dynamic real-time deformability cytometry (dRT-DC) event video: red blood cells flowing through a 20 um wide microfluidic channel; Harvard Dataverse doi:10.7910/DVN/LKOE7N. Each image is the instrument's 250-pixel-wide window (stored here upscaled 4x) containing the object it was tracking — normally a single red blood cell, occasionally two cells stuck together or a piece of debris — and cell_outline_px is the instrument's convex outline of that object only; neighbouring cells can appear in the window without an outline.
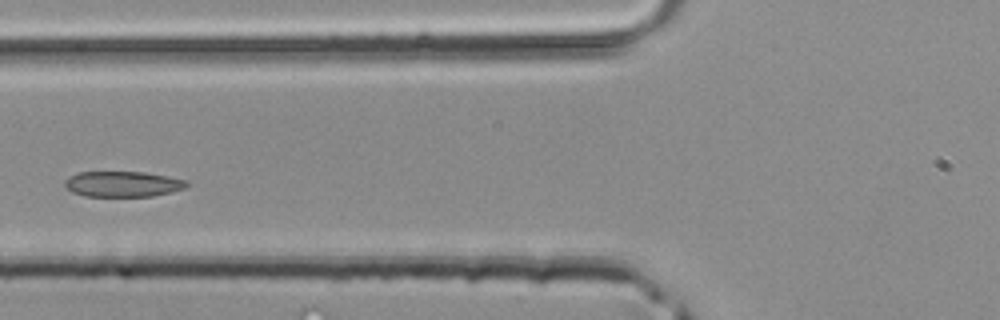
{"species": "common noctule bat (a hibernating species)", "species_latin": "Nyctalus noctula", "temperature_condition": "room temperature", "stored_images_in_passage": 31, "camera_frame_rate_fps": 3000, "um_per_image_px": 0.085, "animal": {"sex": "male", "body_mass_g": 20.4}, "frame": {"image": 1, "passage_image": 9, "time_ms": 2.667, "image_size_px": [1000, 320], "cell_outline_px": [[188, 184], [184, 188], [152, 196], [84, 196], [72, 192], [64, 184], [64, 180], [68, 176], [76, 172], [144, 172], [168, 176], [188, 180]], "centroid_in_image_um": [10.4, 15.63], "position_along_channel_um": 115.4, "area_um2": 18.15}}
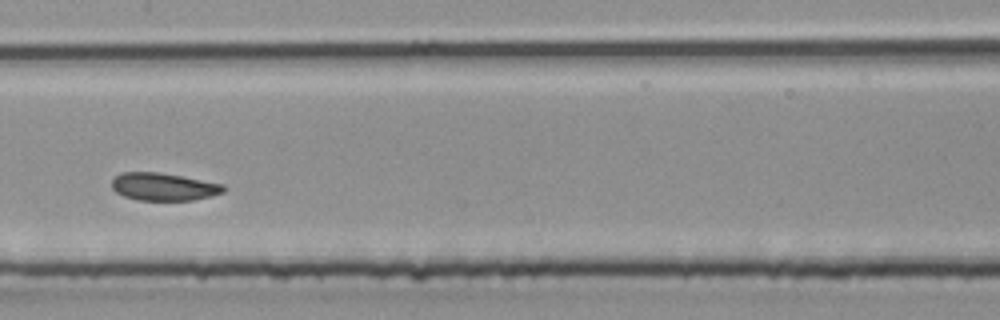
{"frame": {"image": 2, "passage_image": 14, "time_ms": 4.333, "image_size_px": [1000, 320], "cell_outline_px": [[224, 192], [192, 200], [136, 200], [124, 196], [116, 192], [112, 188], [112, 180], [120, 172], [160, 172], [224, 184]], "centroid_in_image_um": [13.87, 15.86], "position_along_channel_um": 193.5, "area_um2": 17.92}}
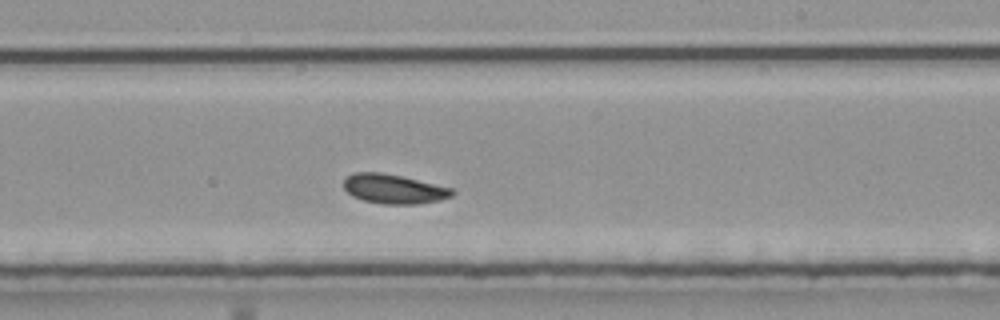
{"frame": {"image": 3, "passage_image": 18, "time_ms": 5.667, "image_size_px": [1000, 320], "cell_outline_px": [[456, 192], [452, 196], [440, 200], [416, 204], [380, 204], [364, 200], [352, 196], [344, 188], [344, 180], [352, 172], [380, 172], [400, 176], [452, 188]], "centroid_in_image_um": [33.46, 16.06], "position_along_channel_um": 255.5, "area_um2": 18.5}}